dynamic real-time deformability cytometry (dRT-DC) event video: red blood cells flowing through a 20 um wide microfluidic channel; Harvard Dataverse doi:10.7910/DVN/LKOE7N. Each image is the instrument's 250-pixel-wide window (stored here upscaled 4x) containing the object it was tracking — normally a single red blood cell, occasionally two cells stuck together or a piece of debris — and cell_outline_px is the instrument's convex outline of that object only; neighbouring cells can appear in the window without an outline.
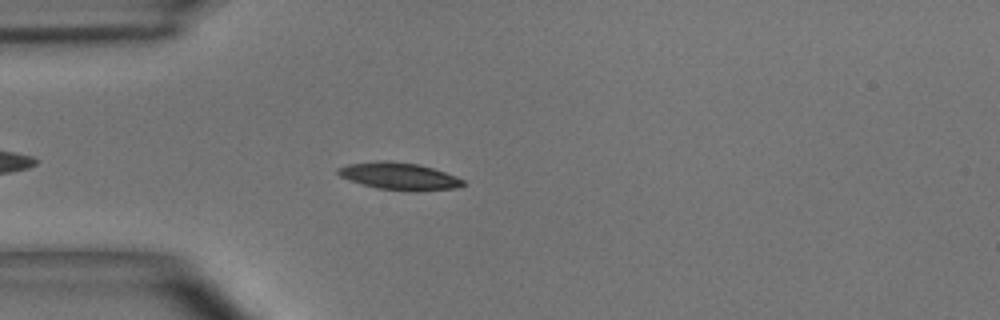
{"species": "common noctule bat (a hibernating species)", "species_latin": "Nyctalus noctula", "temperature_condition": "room temperature", "stored_images_in_passage": 17, "camera_frame_rate_fps": 3000, "um_per_image_px": 0.085, "animal": {"sex": "male", "body_mass_g": 15.6}, "frame": {"image": 1, "passage_image": 6, "time_ms": 1.667, "image_size_px": [1000, 320], "cell_outline_px": [[468, 184], [456, 188], [416, 192], [408, 192], [376, 188], [348, 180], [340, 176], [336, 172], [336, 168], [348, 164], [380, 160], [384, 160], [420, 164], [456, 176], [464, 180]], "centroid_in_image_um": [33.94, 14.99], "position_along_channel_um": 51.1, "area_um2": 20.23}}
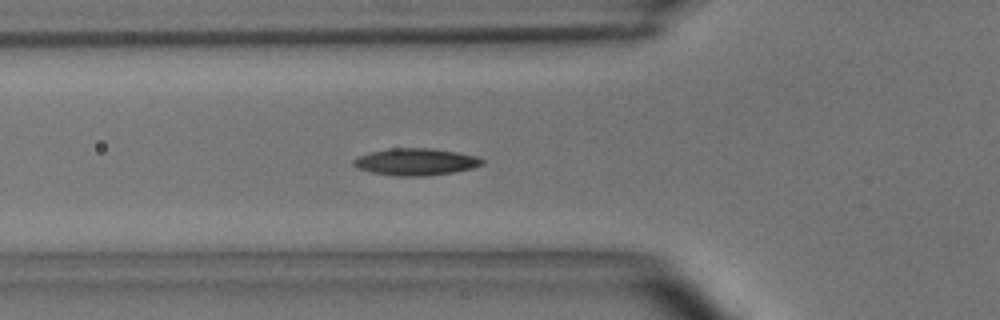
{"frame": {"image": 2, "passage_image": 10, "time_ms": 3.0, "image_size_px": [1000, 320], "cell_outline_px": [[484, 164], [472, 168], [452, 172], [424, 176], [392, 176], [372, 172], [356, 168], [352, 164], [352, 160], [356, 156], [368, 152], [388, 148], [432, 148], [456, 152], [476, 156], [484, 160]], "centroid_in_image_um": [35.27, 13.75], "position_along_channel_um": 90.5, "area_um2": 20.4}}